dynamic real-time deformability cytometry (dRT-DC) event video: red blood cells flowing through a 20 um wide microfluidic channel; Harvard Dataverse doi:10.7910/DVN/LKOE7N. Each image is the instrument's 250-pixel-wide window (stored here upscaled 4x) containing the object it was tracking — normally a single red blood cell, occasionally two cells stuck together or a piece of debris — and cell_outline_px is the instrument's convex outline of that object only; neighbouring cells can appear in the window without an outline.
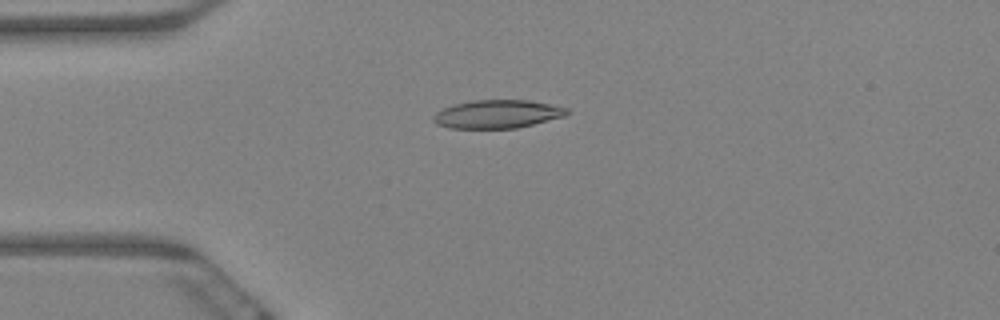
{"species": "Egyptian fruit bat (a non-hibernating species)", "species_latin": "Rousettus aegyptiacus", "temperature_condition": "warm", "stored_images_in_passage": 60, "camera_frame_rate_fps": 3000, "um_per_image_px": 0.085, "animal": {"sex": "female"}, "frame": {"image": 1, "passage_image": 15, "time_ms": 4.667, "image_size_px": [1000, 320], "cell_outline_px": [[568, 112], [564, 116], [516, 128], [448, 128], [436, 124], [432, 120], [432, 116], [436, 112], [452, 104], [472, 100], [528, 100], [568, 108]], "centroid_in_image_um": [42.2, 9.69], "position_along_channel_um": 42.8, "area_um2": 21.91}}
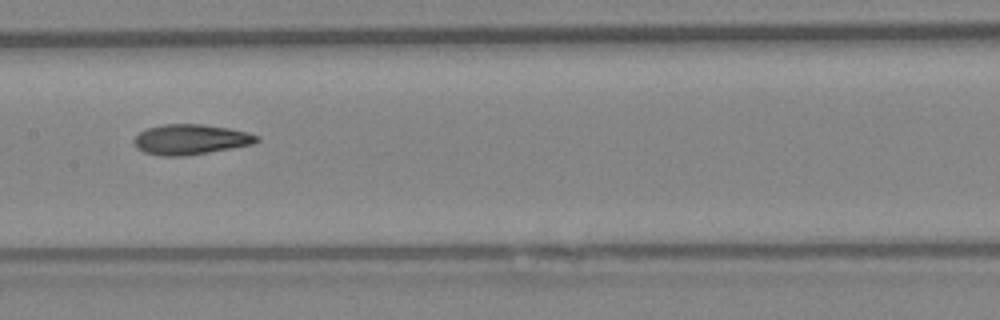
{"frame": {"image": 2, "passage_image": 30, "time_ms": 9.667, "image_size_px": [1000, 320], "cell_outline_px": [[260, 140], [252, 144], [232, 148], [184, 156], [160, 156], [144, 152], [136, 148], [132, 140], [140, 132], [148, 128], [164, 124], [200, 124], [228, 128], [248, 132], [260, 136]], "centroid_in_image_um": [16.19, 11.85], "position_along_channel_um": 191.2, "area_um2": 21.62}}
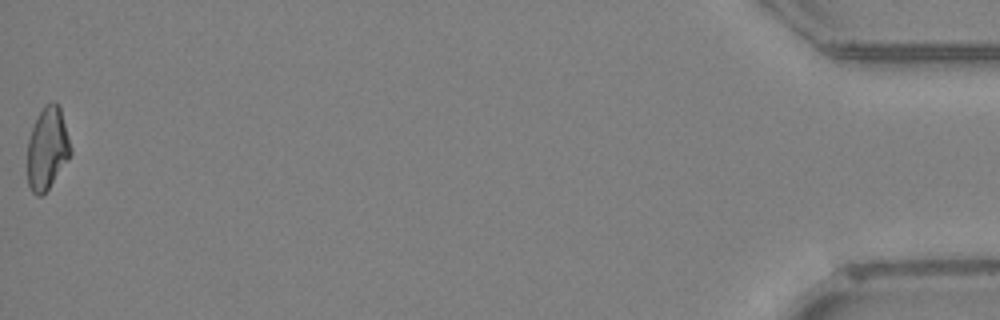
{"frame": {"image": 3, "passage_image": 60, "time_ms": 19.667, "image_size_px": [1000, 320], "cell_outline_px": [[72, 152], [68, 160], [48, 188], [40, 196], [36, 196], [32, 192], [28, 184], [28, 140], [32, 128], [44, 104], [52, 100], [56, 100], [60, 108], [72, 148]], "centroid_in_image_um": [4.03, 12.59], "position_along_channel_um": 431.2, "area_um2": 20.63}, "authors_computed_cell_mechanics": {"area_um2": 21.4438, "velocity_mm_per_s": 3.3995, "shape_relaxation_time_tau1_ms": null, "shape_relaxation_time_tau2_ms": 5.665, "deformation_change_tau1": null, "deformation_change_tau2": 0.1276}}